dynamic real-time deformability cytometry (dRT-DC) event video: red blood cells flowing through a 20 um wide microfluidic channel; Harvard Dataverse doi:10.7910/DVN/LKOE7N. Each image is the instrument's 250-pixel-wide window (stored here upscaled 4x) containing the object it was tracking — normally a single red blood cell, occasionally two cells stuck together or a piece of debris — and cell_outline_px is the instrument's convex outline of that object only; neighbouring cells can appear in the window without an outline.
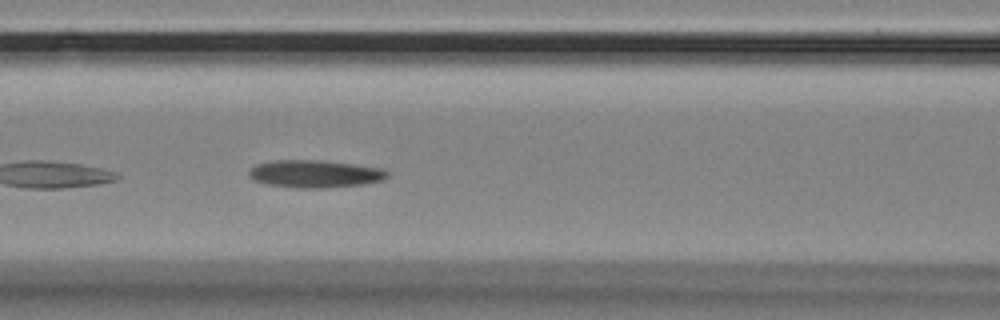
{"species": "Egyptian fruit bat (a non-hibernating species)", "species_latin": "Rousettus aegyptiacus", "temperature_condition": "room temperature", "stored_images_in_passage": 40, "camera_frame_rate_fps": 3000, "um_per_image_px": 0.085, "animal": {"sex": "female"}, "frame": {"image": 1, "passage_image": 8, "time_ms": 2.333, "image_size_px": [1000, 320], "cell_outline_px": [[388, 176], [384, 180], [364, 184], [324, 188], [300, 188], [268, 184], [252, 180], [248, 176], [248, 172], [256, 164], [272, 160], [320, 160], [384, 168], [388, 172]], "centroid_in_image_um": [26.77, 14.77], "position_along_channel_um": 139.8, "area_um2": 22.31}}
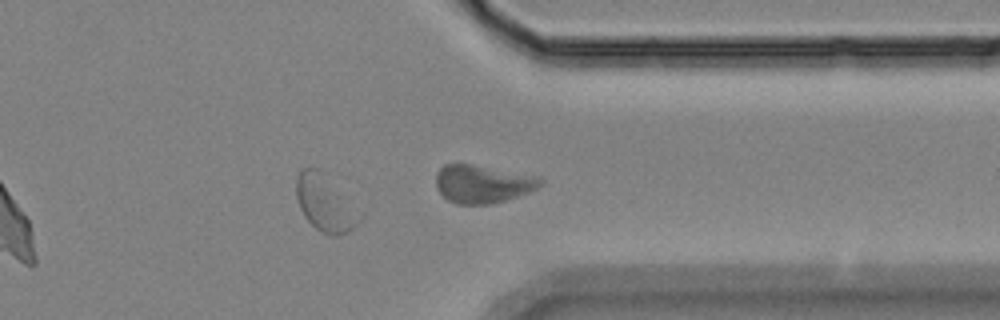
{"frame": {"image": 2, "passage_image": 28, "time_ms": 9.0, "image_size_px": [1000, 320], "cell_outline_px": [[364, 216], [348, 232], [336, 236], [332, 236], [316, 228], [304, 216], [300, 208], [296, 196], [296, 180], [300, 172], [304, 168], [316, 168], [364, 212]], "centroid_in_image_um": [27.68, 17.31], "position_along_channel_um": 383.7, "area_um2": 20.58}}
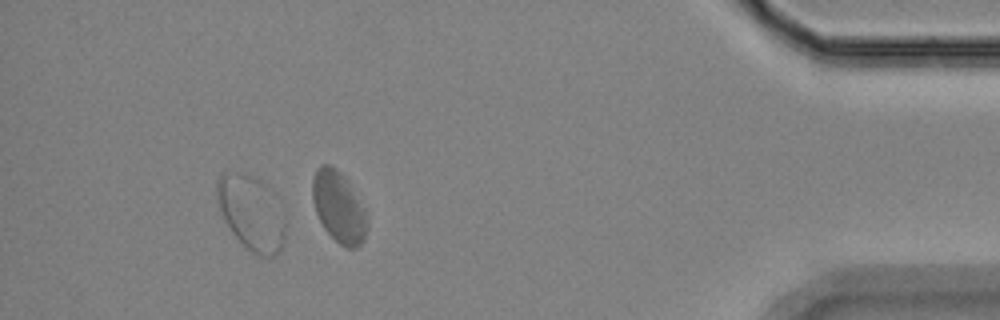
{"frame": {"image": 3, "passage_image": 35, "time_ms": 11.333, "image_size_px": [1000, 320], "cell_outline_px": [[284, 240], [280, 252], [272, 256], [260, 256], [244, 248], [232, 232], [224, 220], [216, 196], [216, 180], [224, 172], [244, 172], [264, 184], [268, 188], [284, 216]], "centroid_in_image_um": [21.33, 18.11], "position_along_channel_um": 413.9, "area_um2": 29.54}, "authors_computed_cell_mechanics": {"area_um2": 21.8195, "velocity_mm_per_s": 3.4976, "shape_relaxation_time_tau1_ms": null, "shape_relaxation_time_tau2_ms": 3.3989, "deformation_change_tau1": null, "deformation_change_tau2": 0.076}}